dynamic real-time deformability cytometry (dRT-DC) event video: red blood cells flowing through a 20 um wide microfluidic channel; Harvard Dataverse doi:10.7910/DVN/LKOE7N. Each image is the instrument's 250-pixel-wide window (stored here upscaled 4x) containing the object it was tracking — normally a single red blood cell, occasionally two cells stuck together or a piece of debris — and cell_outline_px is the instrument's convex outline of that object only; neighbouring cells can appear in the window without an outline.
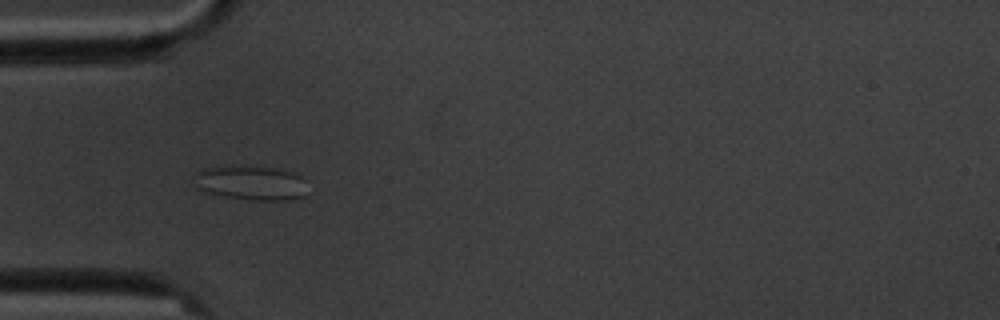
{"species": "common noctule bat (a hibernating species)", "species_latin": "Nyctalus noctula", "temperature_condition": "cold", "stored_images_in_passage": 9, "camera_frame_rate_fps": 3000, "um_per_image_px": 0.085, "animal": {"sex": "male", "body_mass_g": 20.1, "forearm_length_mm": 53.5}, "frame": {"image": 1, "passage_image": 6, "time_ms": 5.667, "image_size_px": [1000, 320], "cell_outline_px": [[304, 196], [288, 200], [252, 200], [224, 196], [204, 192], [196, 188], [192, 176], [200, 168], [232, 164], [276, 168], [292, 172], [300, 176], [304, 180]], "centroid_in_image_um": [21.22, 15.51], "position_along_channel_um": 63.8, "area_um2": 23.29}}
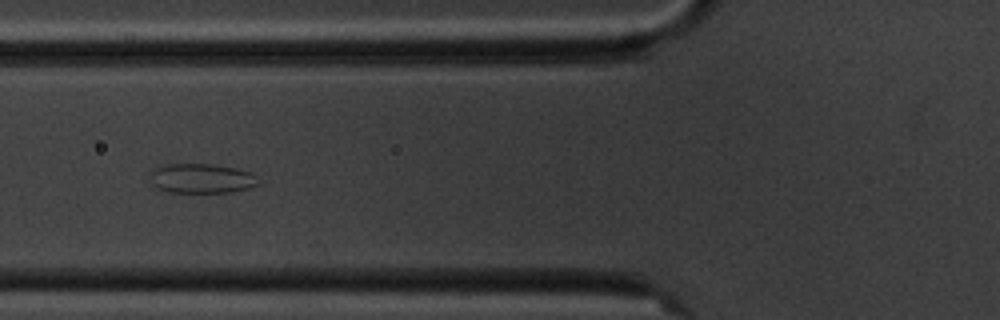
{"frame": {"image": 2, "passage_image": 7, "time_ms": 7.0, "image_size_px": [1000, 320], "cell_outline_px": [[260, 184], [248, 188], [232, 192], [168, 192], [152, 184], [152, 172], [156, 168], [164, 164], [212, 164], [236, 168], [252, 172]], "centroid_in_image_um": [17.18, 15.16], "position_along_channel_um": 108.6, "area_um2": 18.5}}